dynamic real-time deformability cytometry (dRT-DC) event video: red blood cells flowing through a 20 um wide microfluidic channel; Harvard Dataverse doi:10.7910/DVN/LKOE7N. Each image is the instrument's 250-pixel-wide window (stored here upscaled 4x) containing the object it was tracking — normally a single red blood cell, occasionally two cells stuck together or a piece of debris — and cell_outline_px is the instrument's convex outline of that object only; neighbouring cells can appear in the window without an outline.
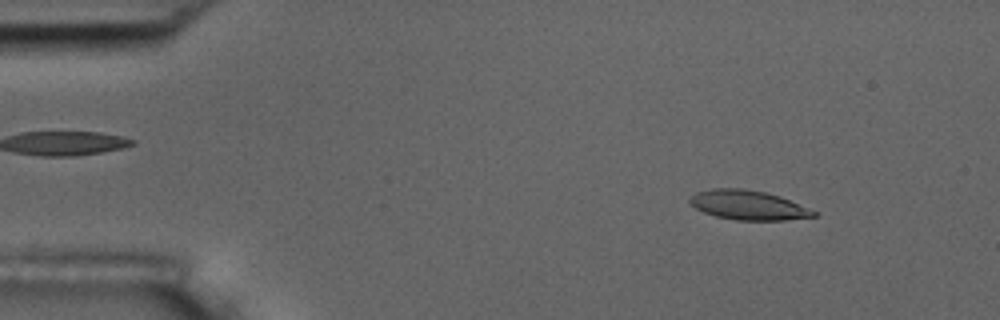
{"species": "common noctule bat (a hibernating species)", "species_latin": "Nyctalus noctula", "temperature_condition": "room temperature", "stored_images_in_passage": 48, "camera_frame_rate_fps": 3000, "um_per_image_px": 0.085, "animal": {"sex": "male", "body_mass_g": 17.5, "forearm_length_mm": 52.3}, "frame": {"image": 1, "passage_image": 1, "time_ms": 0.0, "image_size_px": [1000, 320], "cell_outline_px": [[820, 212], [816, 216], [784, 220], [736, 220], [716, 216], [704, 212], [696, 208], [688, 200], [696, 192], [712, 188], [740, 188], [764, 192], [780, 196]], "centroid_in_image_um": [63.63, 17.43], "position_along_channel_um": 21.4, "area_um2": 21.21}}
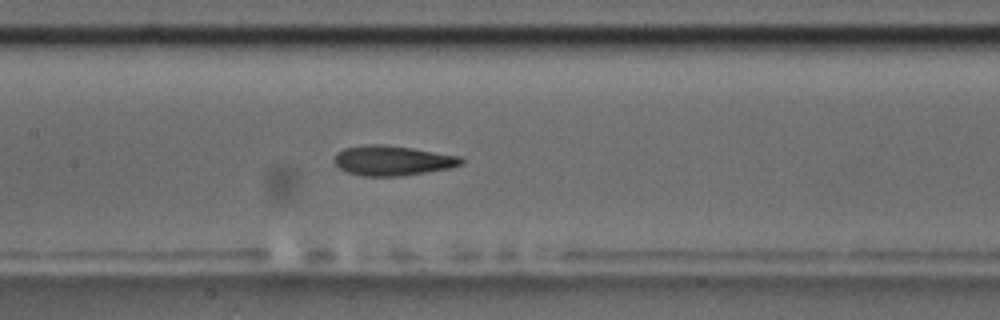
{"frame": {"image": 2, "passage_image": 20, "time_ms": 6.333, "image_size_px": [1000, 320], "cell_outline_px": [[464, 164], [448, 168], [400, 176], [364, 176], [348, 172], [340, 168], [332, 160], [336, 152], [344, 148], [372, 144], [384, 144], [412, 148], [460, 156], [464, 160]], "centroid_in_image_um": [33.34, 13.64], "position_along_channel_um": 174.1, "area_um2": 22.02}}
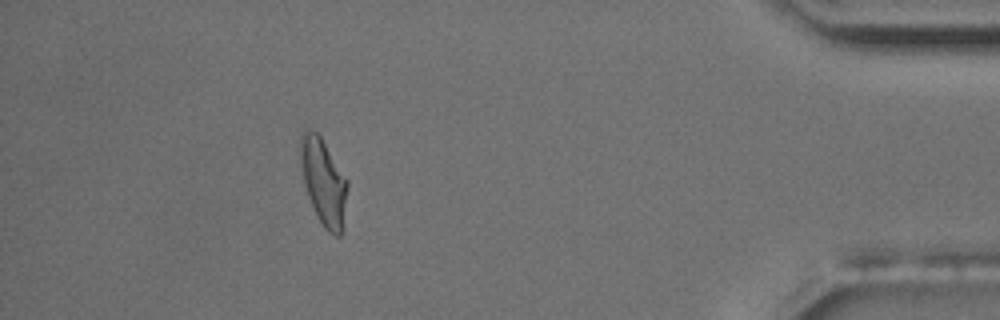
{"frame": {"image": 3, "passage_image": 43, "time_ms": 14.0, "image_size_px": [1000, 320], "cell_outline_px": [[348, 184], [344, 232], [340, 236], [336, 236], [328, 232], [324, 228], [316, 216], [308, 196], [304, 184], [300, 160], [300, 132], [304, 128], [308, 128], [316, 132], [320, 136], [348, 180]], "centroid_in_image_um": [27.51, 15.49], "position_along_channel_um": 407.7, "area_um2": 24.16}, "authors_computed_cell_mechanics": {"area_um2": 21.9062, "velocity_mm_per_s": 3.7235, "shape_relaxation_time_tau1_ms": 4.5023, "shape_relaxation_time_tau2_ms": 2.1837, "deformation_change_tau1": 0.1842, "deformation_change_tau2": 0.1047}}